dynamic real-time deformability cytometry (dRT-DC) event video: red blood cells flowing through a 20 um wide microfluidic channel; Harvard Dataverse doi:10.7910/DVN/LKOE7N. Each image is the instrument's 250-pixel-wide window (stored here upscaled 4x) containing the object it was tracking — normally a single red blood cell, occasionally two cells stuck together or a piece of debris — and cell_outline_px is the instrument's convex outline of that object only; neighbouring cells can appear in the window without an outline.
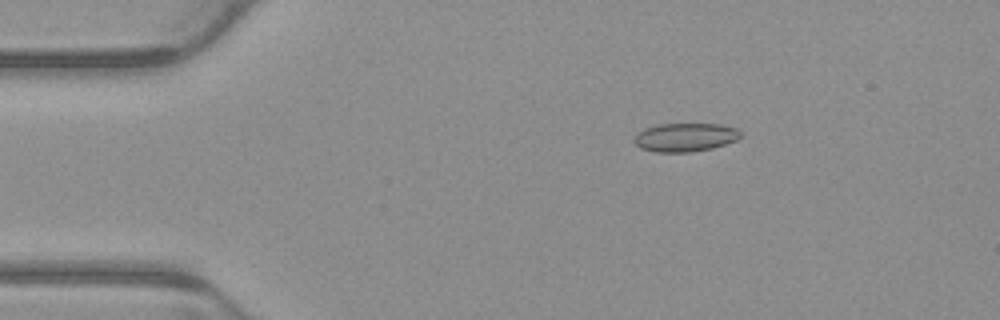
{"species": "common noctule bat (a hibernating species)", "species_latin": "Nyctalus noctula", "temperature_condition": "warm", "stored_images_in_passage": 5, "camera_frame_rate_fps": 3000, "um_per_image_px": 0.085, "animal": {"sex": "male", "body_mass_g": 23.1, "forearm_length_mm": 52.7}, "frame": {"image": 1, "passage_image": 3, "time_ms": 0.667, "image_size_px": [1000, 320], "cell_outline_px": [[740, 136], [736, 140], [712, 148], [692, 152], [656, 152], [640, 148], [632, 140], [636, 132], [644, 128], [656, 124], [720, 124], [736, 128], [740, 132]], "centroid_in_image_um": [58.18, 11.66], "position_along_channel_um": 26.8, "area_um2": 17.8}}
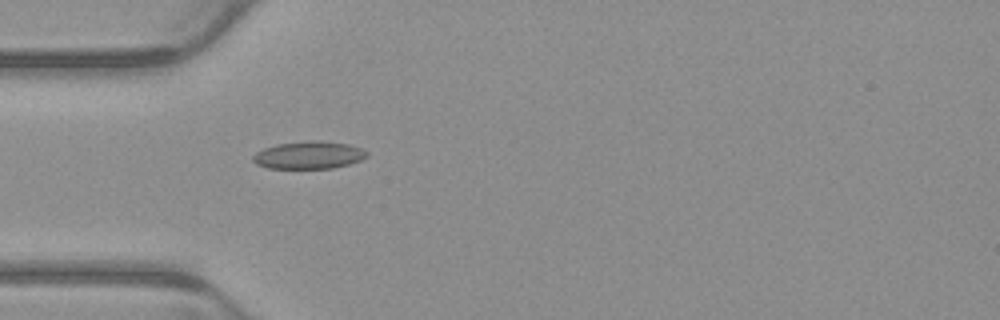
{"frame": {"image": 2, "passage_image": 5, "time_ms": 1.333, "image_size_px": [1000, 320], "cell_outline_px": [[368, 156], [360, 160], [348, 164], [332, 168], [268, 168], [256, 164], [252, 160], [252, 156], [256, 152], [264, 148], [276, 144], [312, 140], [316, 140], [348, 144], [360, 148], [368, 152]], "centroid_in_image_um": [26.23, 13.18], "position_along_channel_um": 58.8, "area_um2": 18.21}}